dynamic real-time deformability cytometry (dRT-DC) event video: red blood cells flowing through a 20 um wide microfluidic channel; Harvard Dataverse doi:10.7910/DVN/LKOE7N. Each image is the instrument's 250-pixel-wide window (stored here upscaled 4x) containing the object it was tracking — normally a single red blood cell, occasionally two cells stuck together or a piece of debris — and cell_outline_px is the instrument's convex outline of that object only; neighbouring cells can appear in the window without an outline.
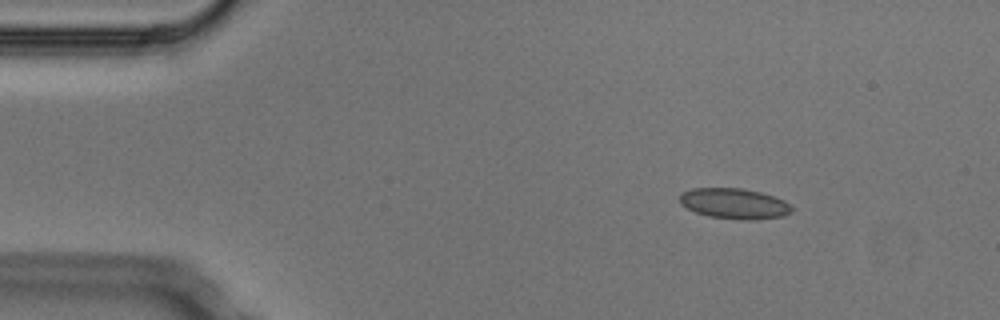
{"species": "Egyptian fruit bat (a non-hibernating species)", "species_latin": "Rousettus aegyptiacus", "temperature_condition": "cold", "stored_images_in_passage": 4, "camera_frame_rate_fps": 3000, "um_per_image_px": 0.085, "animal": {"sex": "male"}, "frame": {"image": 1, "passage_image": 1, "time_ms": 0.0, "image_size_px": [1000, 320], "cell_outline_px": [[792, 212], [784, 216], [756, 220], [740, 220], [708, 216], [696, 212], [680, 204], [680, 196], [684, 192], [692, 188], [744, 188], [760, 192], [784, 200], [792, 208]], "centroid_in_image_um": [62.43, 17.31], "position_along_channel_um": 22.6, "area_um2": 19.94}}